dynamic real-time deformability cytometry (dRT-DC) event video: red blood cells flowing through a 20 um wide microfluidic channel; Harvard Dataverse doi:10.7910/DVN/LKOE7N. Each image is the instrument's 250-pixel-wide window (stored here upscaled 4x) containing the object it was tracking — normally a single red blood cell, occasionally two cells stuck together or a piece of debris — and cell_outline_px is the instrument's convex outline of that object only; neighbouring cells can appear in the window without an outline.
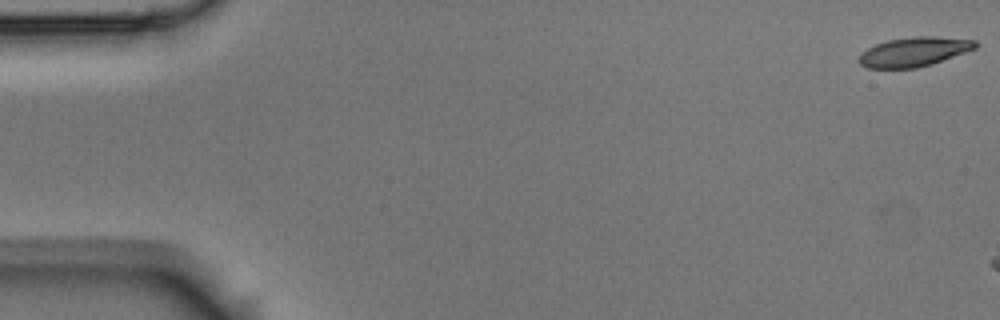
{"species": "Egyptian fruit bat (a non-hibernating species)", "species_latin": "Rousettus aegyptiacus", "temperature_condition": "room temperature", "stored_images_in_passage": 8, "camera_frame_rate_fps": 3000, "um_per_image_px": 0.085, "animal": {"sex": "male"}, "frame": {"image": 1, "passage_image": 1, "time_ms": 0.0, "image_size_px": [1000, 320], "cell_outline_px": [[980, 44], [976, 48], [932, 64], [916, 68], [868, 68], [860, 64], [856, 60], [860, 52], [876, 44], [888, 40], [916, 36], [932, 36], [976, 40]], "centroid_in_image_um": [77.67, 4.4], "position_along_channel_um": 7.3, "area_um2": 20.0}}